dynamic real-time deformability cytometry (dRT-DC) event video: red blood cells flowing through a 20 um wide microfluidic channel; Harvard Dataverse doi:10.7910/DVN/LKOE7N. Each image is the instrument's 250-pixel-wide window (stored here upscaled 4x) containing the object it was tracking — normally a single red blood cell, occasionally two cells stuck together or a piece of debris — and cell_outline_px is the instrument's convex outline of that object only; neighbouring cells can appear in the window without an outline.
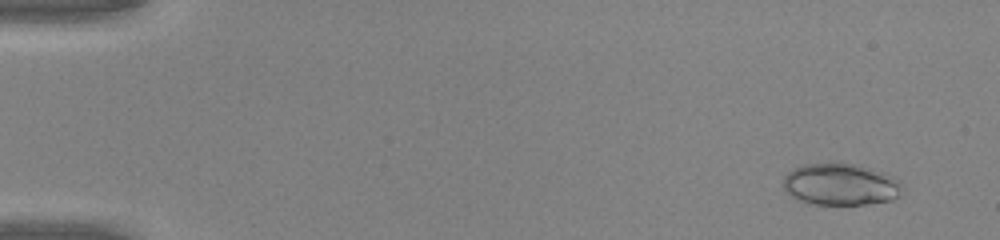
{"species": "common noctule bat (a hibernating species)", "species_latin": "Nyctalus noctula", "temperature_condition": "warm", "stored_images_in_passage": 49, "camera_frame_rate_fps": 3000, "um_per_image_px": 0.085, "animal": {"sex": "male", "body_mass_g": 20.0, "forearm_length_mm": 53.3}, "frame": {"image": 1, "passage_image": 4, "time_ms": 1.0, "image_size_px": [1000, 240], "cell_outline_px": [[900, 184], [896, 196], [892, 200], [868, 204], [812, 204], [800, 200], [792, 196], [784, 188], [784, 176], [788, 172], [804, 164], [836, 160], [860, 164], [896, 176], [900, 180]], "centroid_in_image_um": [71.45, 15.62], "position_along_channel_um": 13.6, "area_um2": 29.48}}